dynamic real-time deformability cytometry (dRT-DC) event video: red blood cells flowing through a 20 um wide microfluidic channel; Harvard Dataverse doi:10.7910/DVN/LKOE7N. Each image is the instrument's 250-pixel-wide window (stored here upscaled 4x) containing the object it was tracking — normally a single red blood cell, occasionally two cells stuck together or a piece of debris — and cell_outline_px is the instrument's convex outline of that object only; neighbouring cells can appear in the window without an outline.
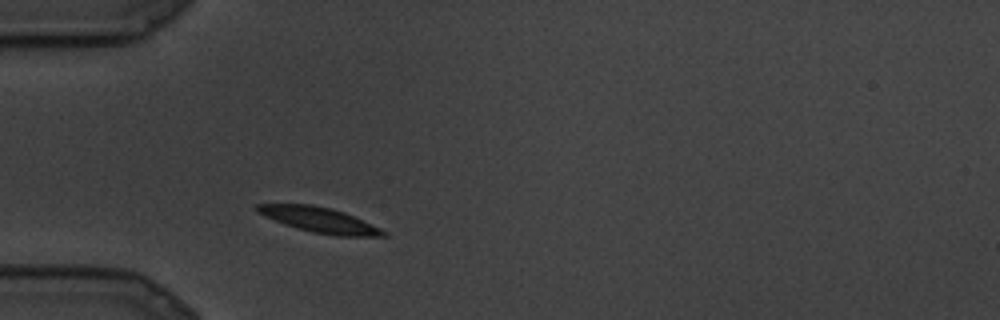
{"species": "common noctule bat (a hibernating species)", "species_latin": "Nyctalus noctula", "temperature_condition": "cold", "stored_images_in_passage": 1, "camera_frame_rate_fps": 3000, "um_per_image_px": 0.085, "animal": {"sex": "male", "body_mass_g": 19.5, "forearm_length_mm": 54.6}, "frame": {"image": 1, "passage_image": 1, "time_ms": 0.0, "image_size_px": [1000, 320], "cell_outline_px": [[388, 236], [332, 236], [312, 232], [276, 220], [256, 212], [256, 204], [312, 204], [332, 208], [344, 212], [380, 228], [388, 232]], "centroid_in_image_um": [27.21, 18.69], "position_along_channel_um": 57.8, "area_um2": 18.26}}